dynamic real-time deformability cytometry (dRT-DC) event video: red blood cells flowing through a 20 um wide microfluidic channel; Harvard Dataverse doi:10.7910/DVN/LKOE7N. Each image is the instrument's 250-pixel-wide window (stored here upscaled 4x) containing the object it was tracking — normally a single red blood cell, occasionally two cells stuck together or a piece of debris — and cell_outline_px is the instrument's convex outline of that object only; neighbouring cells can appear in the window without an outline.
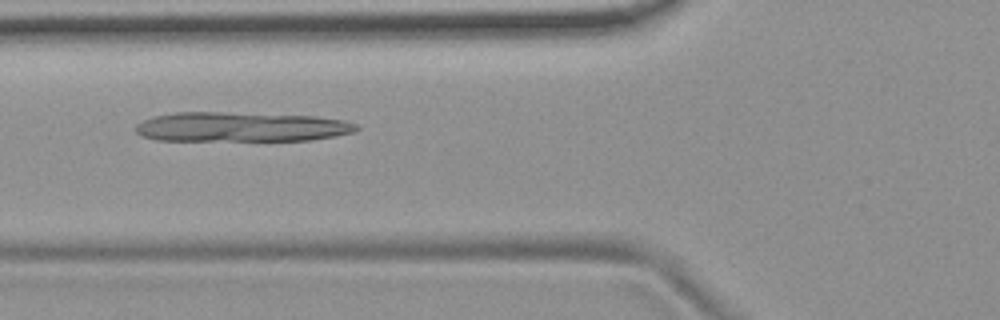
{"species": "common noctule bat (a hibernating species)", "species_latin": "Nyctalus noctula", "temperature_condition": "room temperature", "stored_images_in_passage": 48, "camera_frame_rate_fps": 3000, "um_per_image_px": 0.085, "animal": {"sex": "female", "body_mass_g": 19.9}, "frame": {"image": 1, "passage_image": 14, "time_ms": 4.333, "image_size_px": [1000, 320], "cell_outline_px": [[360, 128], [352, 132], [336, 136], [312, 140], [156, 140], [144, 136], [136, 132], [136, 124], [144, 120], [156, 116], [176, 112], [220, 112], [316, 116], [344, 120], [356, 124]], "centroid_in_image_um": [20.52, 10.78], "position_along_channel_um": 105.3, "area_um2": 37.92}}
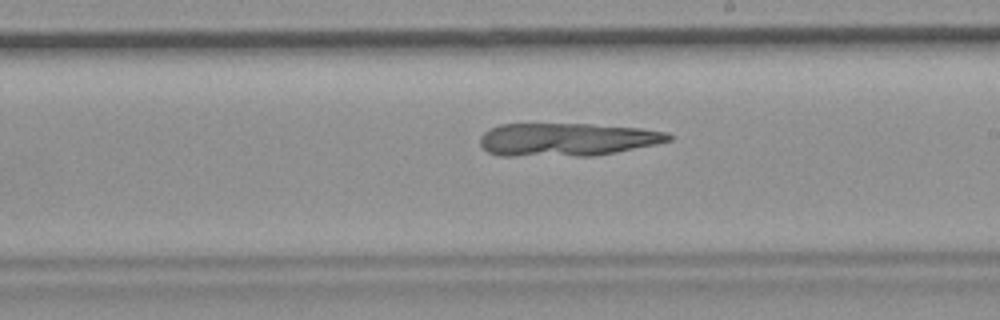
{"frame": {"image": 2, "passage_image": 25, "time_ms": 8.0, "image_size_px": [1000, 320], "cell_outline_px": [[672, 140], [656, 144], [592, 156], [500, 156], [488, 152], [480, 144], [480, 136], [488, 128], [500, 124], [592, 124], [640, 128], [664, 132], [672, 136]], "centroid_in_image_um": [48.12, 11.86], "position_along_channel_um": 240.9, "area_um2": 36.41}}
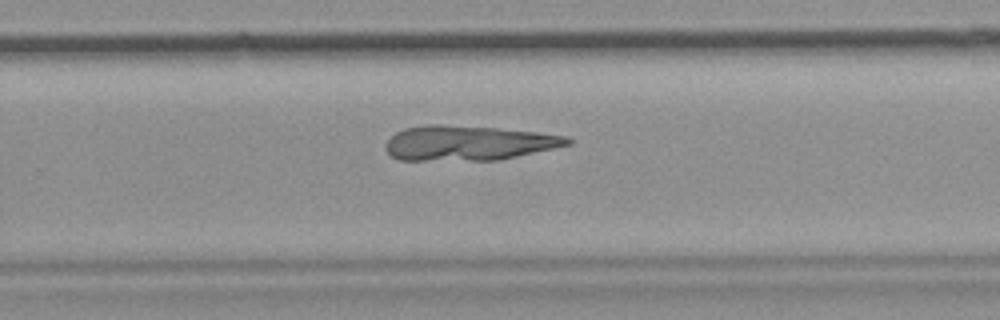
{"frame": {"image": 3, "passage_image": 29, "time_ms": 9.333, "image_size_px": [1000, 320], "cell_outline_px": [[572, 144], [500, 160], [400, 160], [392, 156], [384, 148], [388, 140], [396, 132], [404, 128], [428, 124], [440, 124], [496, 128], [536, 132], [568, 136], [572, 140]], "centroid_in_image_um": [39.81, 12.15], "position_along_channel_um": 290.0, "area_um2": 36.93}}